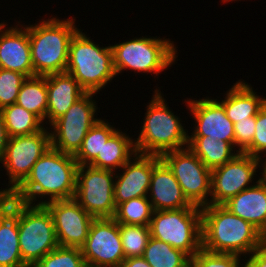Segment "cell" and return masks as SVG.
Listing matches in <instances>:
<instances>
[{
	"label": "cell",
	"instance_id": "obj_10",
	"mask_svg": "<svg viewBox=\"0 0 266 267\" xmlns=\"http://www.w3.org/2000/svg\"><path fill=\"white\" fill-rule=\"evenodd\" d=\"M95 95L86 92L50 125L52 148L73 156L78 152L88 131L100 120L96 116L98 107L93 99Z\"/></svg>",
	"mask_w": 266,
	"mask_h": 267
},
{
	"label": "cell",
	"instance_id": "obj_25",
	"mask_svg": "<svg viewBox=\"0 0 266 267\" xmlns=\"http://www.w3.org/2000/svg\"><path fill=\"white\" fill-rule=\"evenodd\" d=\"M188 148L210 170L223 166L239 154L229 142L209 136H188Z\"/></svg>",
	"mask_w": 266,
	"mask_h": 267
},
{
	"label": "cell",
	"instance_id": "obj_2",
	"mask_svg": "<svg viewBox=\"0 0 266 267\" xmlns=\"http://www.w3.org/2000/svg\"><path fill=\"white\" fill-rule=\"evenodd\" d=\"M201 214L202 248L206 251L246 258L264 240V235L251 223L232 214L223 205L204 206Z\"/></svg>",
	"mask_w": 266,
	"mask_h": 267
},
{
	"label": "cell",
	"instance_id": "obj_42",
	"mask_svg": "<svg viewBox=\"0 0 266 267\" xmlns=\"http://www.w3.org/2000/svg\"><path fill=\"white\" fill-rule=\"evenodd\" d=\"M263 162V177L266 179V159Z\"/></svg>",
	"mask_w": 266,
	"mask_h": 267
},
{
	"label": "cell",
	"instance_id": "obj_20",
	"mask_svg": "<svg viewBox=\"0 0 266 267\" xmlns=\"http://www.w3.org/2000/svg\"><path fill=\"white\" fill-rule=\"evenodd\" d=\"M261 177L253 181V186L230 198L223 206L232 214L251 223L263 235L266 234V179L263 170Z\"/></svg>",
	"mask_w": 266,
	"mask_h": 267
},
{
	"label": "cell",
	"instance_id": "obj_36",
	"mask_svg": "<svg viewBox=\"0 0 266 267\" xmlns=\"http://www.w3.org/2000/svg\"><path fill=\"white\" fill-rule=\"evenodd\" d=\"M256 116L234 123L235 147L243 153L251 144L255 134Z\"/></svg>",
	"mask_w": 266,
	"mask_h": 267
},
{
	"label": "cell",
	"instance_id": "obj_31",
	"mask_svg": "<svg viewBox=\"0 0 266 267\" xmlns=\"http://www.w3.org/2000/svg\"><path fill=\"white\" fill-rule=\"evenodd\" d=\"M124 257L143 256L150 239L149 226L119 224Z\"/></svg>",
	"mask_w": 266,
	"mask_h": 267
},
{
	"label": "cell",
	"instance_id": "obj_11",
	"mask_svg": "<svg viewBox=\"0 0 266 267\" xmlns=\"http://www.w3.org/2000/svg\"><path fill=\"white\" fill-rule=\"evenodd\" d=\"M114 173L90 165L78 167L74 199L94 218H113L115 215Z\"/></svg>",
	"mask_w": 266,
	"mask_h": 267
},
{
	"label": "cell",
	"instance_id": "obj_34",
	"mask_svg": "<svg viewBox=\"0 0 266 267\" xmlns=\"http://www.w3.org/2000/svg\"><path fill=\"white\" fill-rule=\"evenodd\" d=\"M240 260L235 254L212 253L201 248L190 258V267H237Z\"/></svg>",
	"mask_w": 266,
	"mask_h": 267
},
{
	"label": "cell",
	"instance_id": "obj_27",
	"mask_svg": "<svg viewBox=\"0 0 266 267\" xmlns=\"http://www.w3.org/2000/svg\"><path fill=\"white\" fill-rule=\"evenodd\" d=\"M8 137L29 135L43 130L45 123L17 103L1 109Z\"/></svg>",
	"mask_w": 266,
	"mask_h": 267
},
{
	"label": "cell",
	"instance_id": "obj_18",
	"mask_svg": "<svg viewBox=\"0 0 266 267\" xmlns=\"http://www.w3.org/2000/svg\"><path fill=\"white\" fill-rule=\"evenodd\" d=\"M12 27H0V68L36 76L31 60L28 29L20 22ZM7 28V29H6Z\"/></svg>",
	"mask_w": 266,
	"mask_h": 267
},
{
	"label": "cell",
	"instance_id": "obj_15",
	"mask_svg": "<svg viewBox=\"0 0 266 267\" xmlns=\"http://www.w3.org/2000/svg\"><path fill=\"white\" fill-rule=\"evenodd\" d=\"M50 212L59 246L81 248L94 220L74 199L56 200L44 205Z\"/></svg>",
	"mask_w": 266,
	"mask_h": 267
},
{
	"label": "cell",
	"instance_id": "obj_16",
	"mask_svg": "<svg viewBox=\"0 0 266 267\" xmlns=\"http://www.w3.org/2000/svg\"><path fill=\"white\" fill-rule=\"evenodd\" d=\"M195 120L190 136H209V138L229 142L235 148L234 123L226 116L223 106L209 97L184 100ZM197 123V124H196Z\"/></svg>",
	"mask_w": 266,
	"mask_h": 267
},
{
	"label": "cell",
	"instance_id": "obj_19",
	"mask_svg": "<svg viewBox=\"0 0 266 267\" xmlns=\"http://www.w3.org/2000/svg\"><path fill=\"white\" fill-rule=\"evenodd\" d=\"M147 197L154 211L200 208L187 200L172 170L162 159L153 167Z\"/></svg>",
	"mask_w": 266,
	"mask_h": 267
},
{
	"label": "cell",
	"instance_id": "obj_45",
	"mask_svg": "<svg viewBox=\"0 0 266 267\" xmlns=\"http://www.w3.org/2000/svg\"><path fill=\"white\" fill-rule=\"evenodd\" d=\"M4 25H7L8 26V24H5V21L0 23V27H2Z\"/></svg>",
	"mask_w": 266,
	"mask_h": 267
},
{
	"label": "cell",
	"instance_id": "obj_9",
	"mask_svg": "<svg viewBox=\"0 0 266 267\" xmlns=\"http://www.w3.org/2000/svg\"><path fill=\"white\" fill-rule=\"evenodd\" d=\"M50 128L8 138L1 167L7 171L8 187L3 192L10 196L29 176L33 165L51 148Z\"/></svg>",
	"mask_w": 266,
	"mask_h": 267
},
{
	"label": "cell",
	"instance_id": "obj_23",
	"mask_svg": "<svg viewBox=\"0 0 266 267\" xmlns=\"http://www.w3.org/2000/svg\"><path fill=\"white\" fill-rule=\"evenodd\" d=\"M256 93L251 84L238 80L226 91L222 101L216 100L223 106L226 116L236 123L256 116L265 105L266 97H260Z\"/></svg>",
	"mask_w": 266,
	"mask_h": 267
},
{
	"label": "cell",
	"instance_id": "obj_28",
	"mask_svg": "<svg viewBox=\"0 0 266 267\" xmlns=\"http://www.w3.org/2000/svg\"><path fill=\"white\" fill-rule=\"evenodd\" d=\"M117 130L108 121L98 120L88 131L78 152L74 155L79 166L90 165L101 151L104 143Z\"/></svg>",
	"mask_w": 266,
	"mask_h": 267
},
{
	"label": "cell",
	"instance_id": "obj_3",
	"mask_svg": "<svg viewBox=\"0 0 266 267\" xmlns=\"http://www.w3.org/2000/svg\"><path fill=\"white\" fill-rule=\"evenodd\" d=\"M42 20L24 25L28 29L34 74L47 76L65 72L70 42L79 30L76 20L73 17L60 20L56 16Z\"/></svg>",
	"mask_w": 266,
	"mask_h": 267
},
{
	"label": "cell",
	"instance_id": "obj_30",
	"mask_svg": "<svg viewBox=\"0 0 266 267\" xmlns=\"http://www.w3.org/2000/svg\"><path fill=\"white\" fill-rule=\"evenodd\" d=\"M153 212L148 197H138L120 203L113 218L118 224L149 226Z\"/></svg>",
	"mask_w": 266,
	"mask_h": 267
},
{
	"label": "cell",
	"instance_id": "obj_1",
	"mask_svg": "<svg viewBox=\"0 0 266 267\" xmlns=\"http://www.w3.org/2000/svg\"><path fill=\"white\" fill-rule=\"evenodd\" d=\"M78 167L73 155L51 147L37 160L29 176L10 197L30 205L72 199L76 192Z\"/></svg>",
	"mask_w": 266,
	"mask_h": 267
},
{
	"label": "cell",
	"instance_id": "obj_8",
	"mask_svg": "<svg viewBox=\"0 0 266 267\" xmlns=\"http://www.w3.org/2000/svg\"><path fill=\"white\" fill-rule=\"evenodd\" d=\"M17 223L21 257L28 267L59 246L52 216L44 205L17 201Z\"/></svg>",
	"mask_w": 266,
	"mask_h": 267
},
{
	"label": "cell",
	"instance_id": "obj_40",
	"mask_svg": "<svg viewBox=\"0 0 266 267\" xmlns=\"http://www.w3.org/2000/svg\"><path fill=\"white\" fill-rule=\"evenodd\" d=\"M7 195L3 192L2 188L0 189V206L4 204Z\"/></svg>",
	"mask_w": 266,
	"mask_h": 267
},
{
	"label": "cell",
	"instance_id": "obj_43",
	"mask_svg": "<svg viewBox=\"0 0 266 267\" xmlns=\"http://www.w3.org/2000/svg\"><path fill=\"white\" fill-rule=\"evenodd\" d=\"M82 267H96V266H94V265H89V264H84Z\"/></svg>",
	"mask_w": 266,
	"mask_h": 267
},
{
	"label": "cell",
	"instance_id": "obj_41",
	"mask_svg": "<svg viewBox=\"0 0 266 267\" xmlns=\"http://www.w3.org/2000/svg\"><path fill=\"white\" fill-rule=\"evenodd\" d=\"M244 262V263H243ZM240 262L237 267H251L247 261ZM242 263V264H241Z\"/></svg>",
	"mask_w": 266,
	"mask_h": 267
},
{
	"label": "cell",
	"instance_id": "obj_7",
	"mask_svg": "<svg viewBox=\"0 0 266 267\" xmlns=\"http://www.w3.org/2000/svg\"><path fill=\"white\" fill-rule=\"evenodd\" d=\"M149 228L151 237L183 251L190 258L202 248L201 208L154 211Z\"/></svg>",
	"mask_w": 266,
	"mask_h": 267
},
{
	"label": "cell",
	"instance_id": "obj_29",
	"mask_svg": "<svg viewBox=\"0 0 266 267\" xmlns=\"http://www.w3.org/2000/svg\"><path fill=\"white\" fill-rule=\"evenodd\" d=\"M151 267H190V257L166 242L150 237L142 256Z\"/></svg>",
	"mask_w": 266,
	"mask_h": 267
},
{
	"label": "cell",
	"instance_id": "obj_14",
	"mask_svg": "<svg viewBox=\"0 0 266 267\" xmlns=\"http://www.w3.org/2000/svg\"><path fill=\"white\" fill-rule=\"evenodd\" d=\"M85 263L96 267H119L125 260L119 224L114 218H94L81 247Z\"/></svg>",
	"mask_w": 266,
	"mask_h": 267
},
{
	"label": "cell",
	"instance_id": "obj_33",
	"mask_svg": "<svg viewBox=\"0 0 266 267\" xmlns=\"http://www.w3.org/2000/svg\"><path fill=\"white\" fill-rule=\"evenodd\" d=\"M27 76L0 68V110L16 103L19 90Z\"/></svg>",
	"mask_w": 266,
	"mask_h": 267
},
{
	"label": "cell",
	"instance_id": "obj_44",
	"mask_svg": "<svg viewBox=\"0 0 266 267\" xmlns=\"http://www.w3.org/2000/svg\"><path fill=\"white\" fill-rule=\"evenodd\" d=\"M232 1H237V0H222L223 4H224V2L226 3V2H232ZM239 1H241V0H239Z\"/></svg>",
	"mask_w": 266,
	"mask_h": 267
},
{
	"label": "cell",
	"instance_id": "obj_37",
	"mask_svg": "<svg viewBox=\"0 0 266 267\" xmlns=\"http://www.w3.org/2000/svg\"><path fill=\"white\" fill-rule=\"evenodd\" d=\"M246 258L244 259L251 267H266V241L263 240L260 246L251 254L246 256Z\"/></svg>",
	"mask_w": 266,
	"mask_h": 267
},
{
	"label": "cell",
	"instance_id": "obj_13",
	"mask_svg": "<svg viewBox=\"0 0 266 267\" xmlns=\"http://www.w3.org/2000/svg\"><path fill=\"white\" fill-rule=\"evenodd\" d=\"M263 160L239 153L223 166L211 170L210 205H223L241 191L253 186L258 168L263 170ZM256 175V176H255Z\"/></svg>",
	"mask_w": 266,
	"mask_h": 267
},
{
	"label": "cell",
	"instance_id": "obj_17",
	"mask_svg": "<svg viewBox=\"0 0 266 267\" xmlns=\"http://www.w3.org/2000/svg\"><path fill=\"white\" fill-rule=\"evenodd\" d=\"M161 160L160 156L136 153L115 173L114 200L116 207L125 201L147 197L153 167Z\"/></svg>",
	"mask_w": 266,
	"mask_h": 267
},
{
	"label": "cell",
	"instance_id": "obj_26",
	"mask_svg": "<svg viewBox=\"0 0 266 267\" xmlns=\"http://www.w3.org/2000/svg\"><path fill=\"white\" fill-rule=\"evenodd\" d=\"M47 76L27 77L23 82L16 103L46 121L48 106Z\"/></svg>",
	"mask_w": 266,
	"mask_h": 267
},
{
	"label": "cell",
	"instance_id": "obj_39",
	"mask_svg": "<svg viewBox=\"0 0 266 267\" xmlns=\"http://www.w3.org/2000/svg\"><path fill=\"white\" fill-rule=\"evenodd\" d=\"M119 267H151L148 262L142 257L126 258Z\"/></svg>",
	"mask_w": 266,
	"mask_h": 267
},
{
	"label": "cell",
	"instance_id": "obj_21",
	"mask_svg": "<svg viewBox=\"0 0 266 267\" xmlns=\"http://www.w3.org/2000/svg\"><path fill=\"white\" fill-rule=\"evenodd\" d=\"M48 106L45 123L51 125L82 97L86 91L69 73L47 75Z\"/></svg>",
	"mask_w": 266,
	"mask_h": 267
},
{
	"label": "cell",
	"instance_id": "obj_22",
	"mask_svg": "<svg viewBox=\"0 0 266 267\" xmlns=\"http://www.w3.org/2000/svg\"><path fill=\"white\" fill-rule=\"evenodd\" d=\"M0 267H28L19 247L17 200L10 196L0 206Z\"/></svg>",
	"mask_w": 266,
	"mask_h": 267
},
{
	"label": "cell",
	"instance_id": "obj_6",
	"mask_svg": "<svg viewBox=\"0 0 266 267\" xmlns=\"http://www.w3.org/2000/svg\"><path fill=\"white\" fill-rule=\"evenodd\" d=\"M113 66L116 75L132 70L136 73H149L159 76L175 64L178 57L174 41L160 37H140L111 45ZM177 54V55H176Z\"/></svg>",
	"mask_w": 266,
	"mask_h": 267
},
{
	"label": "cell",
	"instance_id": "obj_12",
	"mask_svg": "<svg viewBox=\"0 0 266 267\" xmlns=\"http://www.w3.org/2000/svg\"><path fill=\"white\" fill-rule=\"evenodd\" d=\"M161 159L172 170L192 205L200 208L210 205L211 170L188 147L166 152Z\"/></svg>",
	"mask_w": 266,
	"mask_h": 267
},
{
	"label": "cell",
	"instance_id": "obj_32",
	"mask_svg": "<svg viewBox=\"0 0 266 267\" xmlns=\"http://www.w3.org/2000/svg\"><path fill=\"white\" fill-rule=\"evenodd\" d=\"M84 264L81 248L58 246L32 267H82Z\"/></svg>",
	"mask_w": 266,
	"mask_h": 267
},
{
	"label": "cell",
	"instance_id": "obj_38",
	"mask_svg": "<svg viewBox=\"0 0 266 267\" xmlns=\"http://www.w3.org/2000/svg\"><path fill=\"white\" fill-rule=\"evenodd\" d=\"M8 134L6 131V126L4 123V118L2 115V112L0 110V163L3 159L4 153H5V148L7 146L8 142Z\"/></svg>",
	"mask_w": 266,
	"mask_h": 267
},
{
	"label": "cell",
	"instance_id": "obj_5",
	"mask_svg": "<svg viewBox=\"0 0 266 267\" xmlns=\"http://www.w3.org/2000/svg\"><path fill=\"white\" fill-rule=\"evenodd\" d=\"M86 92L98 94L116 77L111 45L100 47L79 29L69 46L66 71Z\"/></svg>",
	"mask_w": 266,
	"mask_h": 267
},
{
	"label": "cell",
	"instance_id": "obj_35",
	"mask_svg": "<svg viewBox=\"0 0 266 267\" xmlns=\"http://www.w3.org/2000/svg\"><path fill=\"white\" fill-rule=\"evenodd\" d=\"M243 153L264 160L262 155H266V103L256 115L252 144Z\"/></svg>",
	"mask_w": 266,
	"mask_h": 267
},
{
	"label": "cell",
	"instance_id": "obj_24",
	"mask_svg": "<svg viewBox=\"0 0 266 267\" xmlns=\"http://www.w3.org/2000/svg\"><path fill=\"white\" fill-rule=\"evenodd\" d=\"M136 153L134 139L127 132L117 129L104 143L101 155L90 166L117 172Z\"/></svg>",
	"mask_w": 266,
	"mask_h": 267
},
{
	"label": "cell",
	"instance_id": "obj_4",
	"mask_svg": "<svg viewBox=\"0 0 266 267\" xmlns=\"http://www.w3.org/2000/svg\"><path fill=\"white\" fill-rule=\"evenodd\" d=\"M147 105L144 123L134 139L138 154L162 156L164 153L188 147V131L181 118L174 115L159 89Z\"/></svg>",
	"mask_w": 266,
	"mask_h": 267
}]
</instances>
